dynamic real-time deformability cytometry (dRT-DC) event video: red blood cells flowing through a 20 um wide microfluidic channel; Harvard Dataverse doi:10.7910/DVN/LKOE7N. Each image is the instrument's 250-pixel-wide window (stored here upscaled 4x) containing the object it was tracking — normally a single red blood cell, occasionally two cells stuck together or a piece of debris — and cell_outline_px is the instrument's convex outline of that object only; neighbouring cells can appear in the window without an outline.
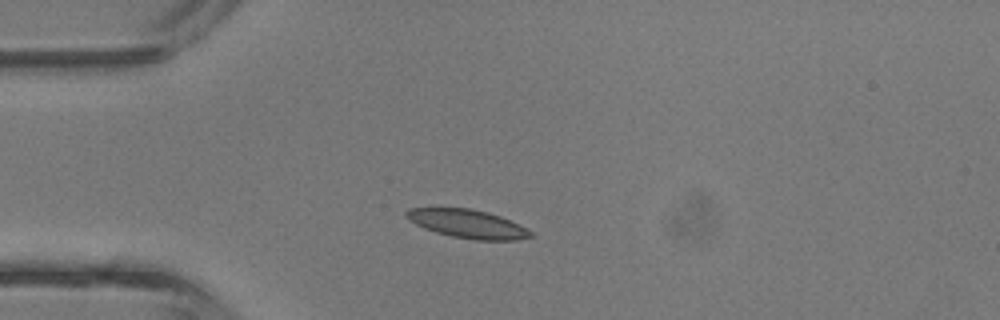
{"species": "common noctule bat (a hibernating species)", "species_latin": "Nyctalus noctula", "temperature_condition": "room temperature", "stored_images_in_passage": 33, "camera_frame_rate_fps": 3000, "um_per_image_px": 0.085, "animal": {"sex": "male", "body_mass_g": 13.3}, "frame": {"image": 1, "passage_image": 1, "time_ms": 0.0, "image_size_px": [1000, 320], "cell_outline_px": [[536, 236], [516, 240], [476, 240], [452, 236], [436, 232], [424, 228], [408, 220], [404, 216], [404, 212], [408, 208], [468, 208], [488, 212], [500, 216], [532, 232]], "centroid_in_image_um": [39.71, 19.02], "position_along_channel_um": 45.3, "area_um2": 20.52}}
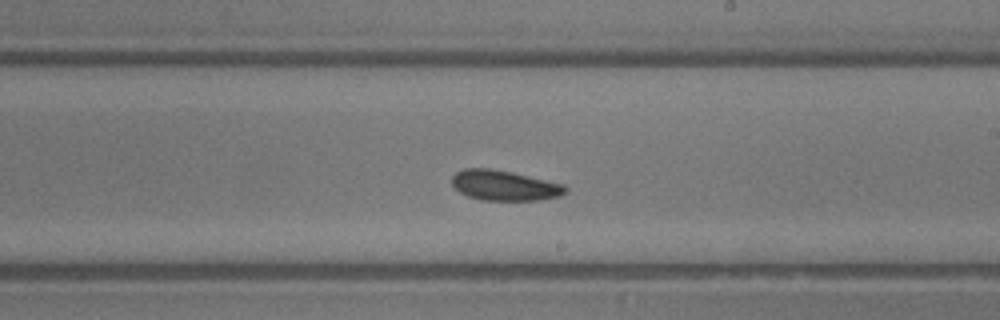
{"frame": {"image": 2, "passage_image": 15, "time_ms": 4.667, "image_size_px": [1000, 320], "cell_outline_px": [[568, 192], [560, 196], [540, 200], [480, 200], [468, 196], [460, 192], [452, 184], [452, 176], [456, 172], [464, 168], [488, 168], [512, 172], [564, 184], [568, 188]], "centroid_in_image_um": [42.9, 15.76], "position_along_channel_um": 246.1, "area_um2": 20.06}}
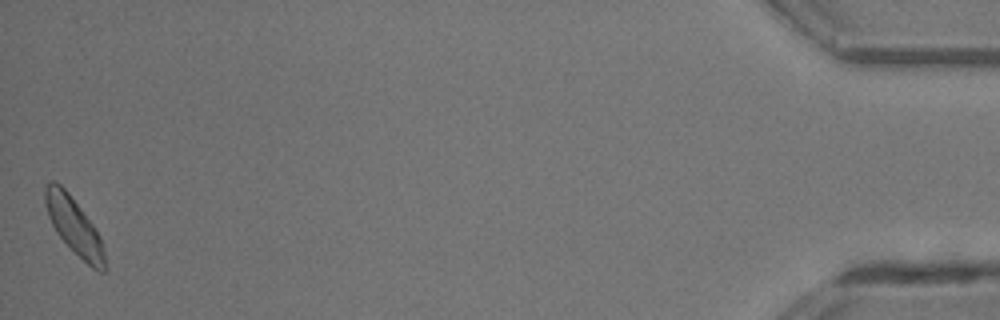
{"frame": {"image": 3, "passage_image": 33, "time_ms": 10.667, "image_size_px": [1000, 320], "cell_outline_px": [[104, 272], [100, 272], [92, 268], [56, 232], [48, 216], [44, 200], [44, 188], [52, 180], [56, 180], [68, 192], [92, 224], [100, 236], [104, 252]], "centroid_in_image_um": [6.27, 19.16], "position_along_channel_um": 428.9, "area_um2": 19.07}, "authors_computed_cell_mechanics": {"area_um2": 19.7676, "velocity_mm_per_s": 4.712, "shape_relaxation_time_tau1_ms": 5.4683, "shape_relaxation_time_tau2_ms": 1.9, "deformation_change_tau1": 0.1572, "deformation_change_tau2": 0.0726}}